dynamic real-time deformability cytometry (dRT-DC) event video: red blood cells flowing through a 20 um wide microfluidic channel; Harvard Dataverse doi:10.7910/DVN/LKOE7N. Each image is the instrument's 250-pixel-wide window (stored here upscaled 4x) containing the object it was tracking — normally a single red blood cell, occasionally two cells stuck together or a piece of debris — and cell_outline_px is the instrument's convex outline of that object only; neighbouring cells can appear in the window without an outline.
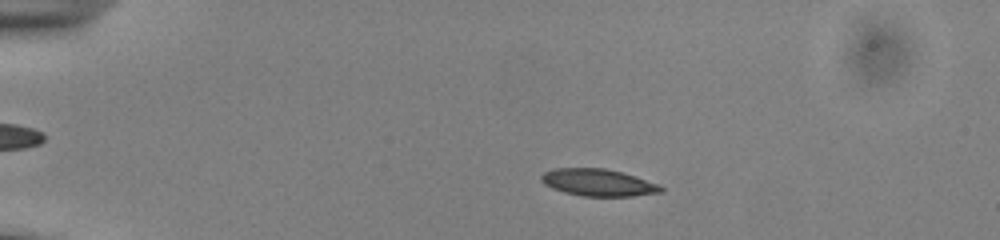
{"species": "common noctule bat (a hibernating species)", "species_latin": "Nyctalus noctula", "temperature_condition": "cold", "stored_images_in_passage": 53, "camera_frame_rate_fps": 3000, "um_per_image_px": 0.085, "animal": {"sex": "male", "body_mass_g": 13.0, "forearm_length_mm": 53.1}, "frame": {"image": 1, "passage_image": 11, "time_ms": 3.333, "image_size_px": [1000, 240], "cell_outline_px": [[664, 192], [632, 196], [580, 196], [564, 192], [552, 188], [544, 184], [540, 180], [540, 176], [544, 172], [552, 168], [604, 168], [620, 172], [660, 184], [664, 188]], "centroid_in_image_um": [50.83, 15.52], "position_along_channel_um": 34.2, "area_um2": 18.96}}
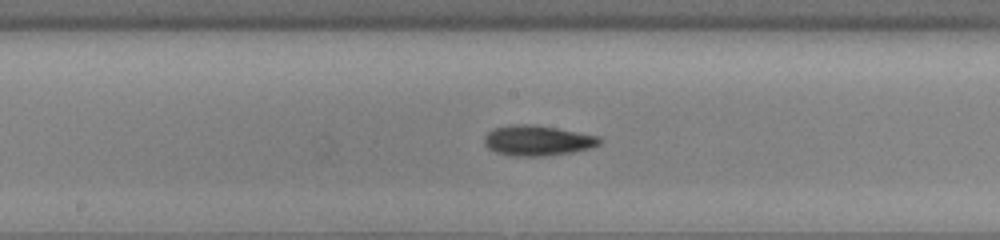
{"frame": {"image": 2, "passage_image": 29, "time_ms": 9.333, "image_size_px": [1000, 240], "cell_outline_px": [[604, 140], [600, 144], [588, 148], [572, 152], [544, 156], [512, 156], [496, 152], [488, 148], [484, 144], [484, 136], [492, 128], [512, 124], [536, 124], [600, 136]], "centroid_in_image_um": [45.68, 11.93], "position_along_channel_um": 202.5, "area_um2": 20.58}}
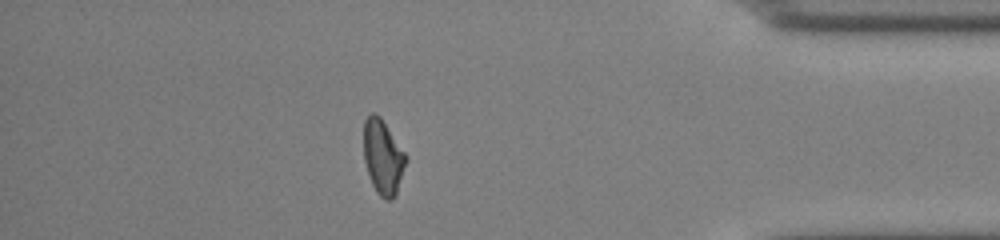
{"frame": {"image": 3, "passage_image": 47, "time_ms": 15.333, "image_size_px": [1000, 240], "cell_outline_px": [[408, 160], [396, 196], [392, 200], [384, 200], [376, 192], [372, 184], [364, 160], [364, 120], [372, 112], [376, 112], [380, 116], [408, 156]], "centroid_in_image_um": [32.58, 13.37], "position_along_channel_um": 402.6, "area_um2": 18.67}, "authors_computed_cell_mechanics": {"area_um2": 18.9584, "velocity_mm_per_s": 3.8662, "shape_relaxation_time_tau1_ms": 6.3264, "shape_relaxation_time_tau2_ms": null, "deformation_change_tau1": 0.1424, "deformation_change_tau2": null}}